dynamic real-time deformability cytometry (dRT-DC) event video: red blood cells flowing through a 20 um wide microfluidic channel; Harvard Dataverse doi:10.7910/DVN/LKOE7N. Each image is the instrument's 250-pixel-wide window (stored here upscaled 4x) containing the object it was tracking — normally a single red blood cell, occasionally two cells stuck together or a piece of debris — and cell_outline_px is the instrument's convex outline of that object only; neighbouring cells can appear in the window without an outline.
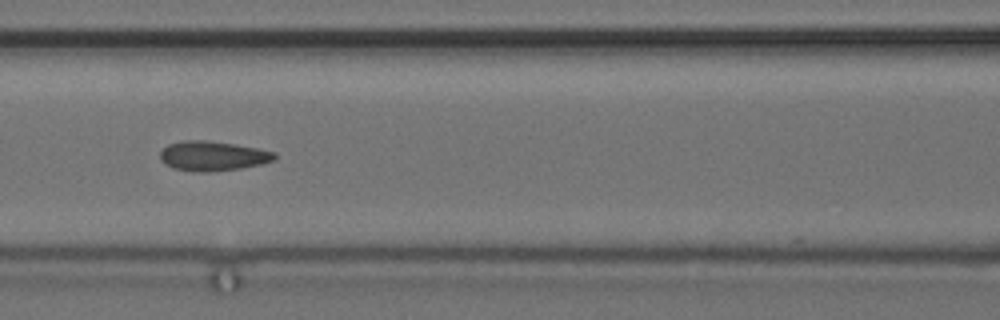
{"species": "common noctule bat (a hibernating species)", "species_latin": "Nyctalus noctula", "temperature_condition": "cold", "stored_images_in_passage": 11, "camera_frame_rate_fps": 3000, "um_per_image_px": 0.085, "animal": {"sex": "female", "body_mass_g": 24.6, "forearm_length_mm": 56.2}, "frame": {"image": 1, "passage_image": 7, "time_ms": 2.0, "image_size_px": [1000, 320], "cell_outline_px": [[276, 160], [260, 164], [240, 168], [208, 172], [192, 172], [172, 168], [164, 164], [160, 160], [160, 152], [168, 144], [184, 140], [204, 140], [236, 144], [276, 152]], "centroid_in_image_um": [18.06, 13.26], "position_along_channel_um": 148.5, "area_um2": 19.94}}
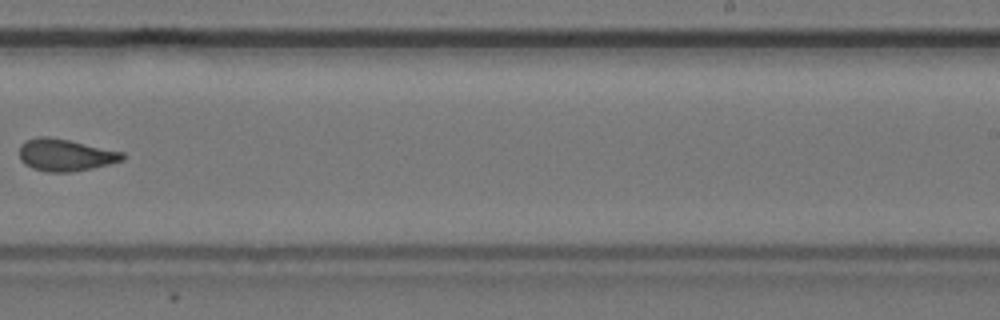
{"frame": {"image": 2, "passage_image": 10, "time_ms": 3.0, "image_size_px": [1000, 320], "cell_outline_px": [[124, 160], [92, 168], [72, 172], [48, 172], [32, 168], [24, 164], [20, 160], [20, 144], [36, 136], [48, 136], [68, 140], [124, 152]], "centroid_in_image_um": [5.53, 13.17], "position_along_channel_um": 283.5, "area_um2": 19.25}}
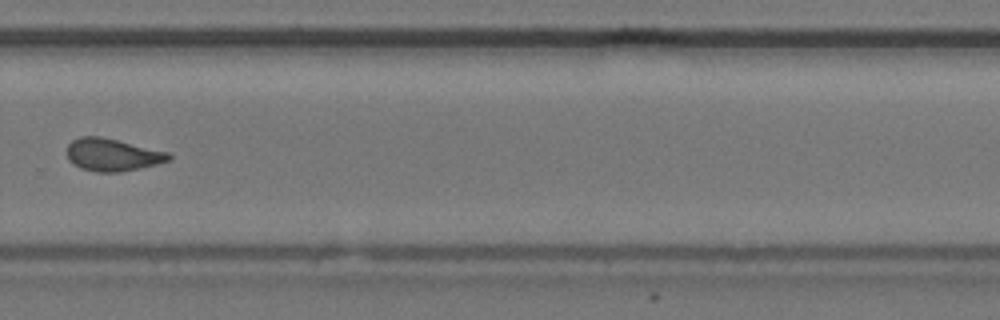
{"frame": {"image": 3, "passage_image": 11, "time_ms": 3.333, "image_size_px": [1000, 320], "cell_outline_px": [[172, 156], [168, 160], [156, 164], [140, 168], [120, 172], [96, 172], [80, 168], [72, 164], [68, 160], [68, 144], [72, 140], [80, 136], [100, 136], [168, 152]], "centroid_in_image_um": [9.51, 13.16], "position_along_channel_um": 320.3, "area_um2": 19.19}}